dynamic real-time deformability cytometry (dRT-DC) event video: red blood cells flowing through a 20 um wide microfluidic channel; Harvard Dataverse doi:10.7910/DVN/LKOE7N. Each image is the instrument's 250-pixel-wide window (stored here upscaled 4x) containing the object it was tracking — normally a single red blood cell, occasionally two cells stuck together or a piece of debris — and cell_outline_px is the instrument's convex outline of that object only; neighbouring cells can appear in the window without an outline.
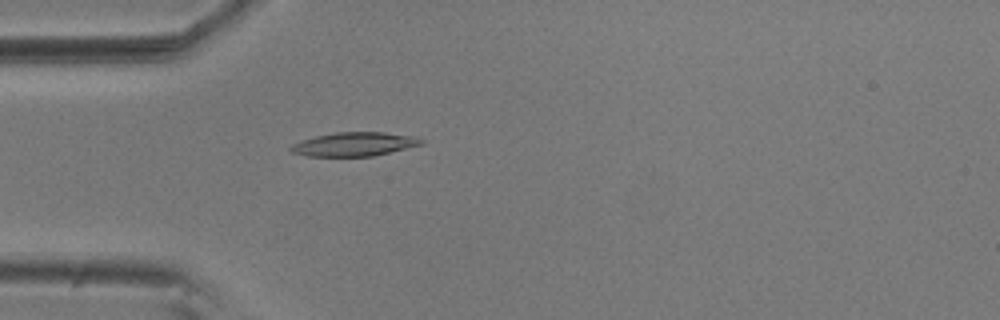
{"species": "common noctule bat (a hibernating species)", "species_latin": "Nyctalus noctula", "temperature_condition": "room temperature", "stored_images_in_passage": 47, "camera_frame_rate_fps": 3000, "um_per_image_px": 0.085, "animal": {"sex": "male", "body_mass_g": 20.5, "forearm_length_mm": 52.5}, "frame": {"image": 1, "passage_image": 8, "time_ms": 2.333, "image_size_px": [1000, 320], "cell_outline_px": [[424, 144], [372, 156], [308, 156], [292, 152], [288, 148], [292, 144], [300, 140], [316, 136], [336, 132], [384, 132], [416, 136], [424, 140]], "centroid_in_image_um": [30.12, 12.25], "position_along_channel_um": 54.9, "area_um2": 18.15}}
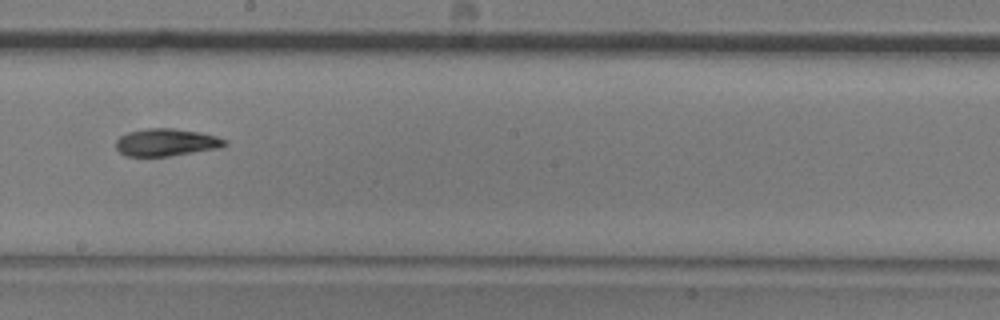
{"frame": {"image": 2, "passage_image": 23, "time_ms": 7.333, "image_size_px": [1000, 320], "cell_outline_px": [[228, 144], [220, 148], [168, 156], [124, 156], [116, 148], [116, 140], [120, 136], [128, 132], [148, 128], [172, 128], [200, 132], [216, 136], [228, 140]], "centroid_in_image_um": [14.14, 12.1], "position_along_channel_um": 234.1, "area_um2": 17.46}}
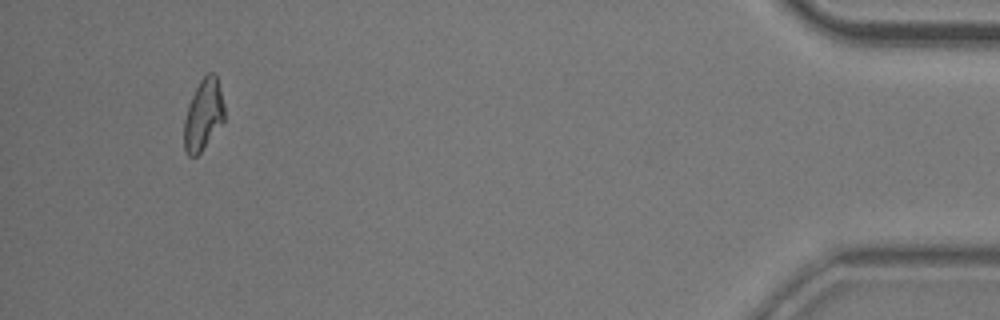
{"frame": {"image": 3, "passage_image": 44, "time_ms": 14.333, "image_size_px": [1000, 320], "cell_outline_px": [[224, 120], [200, 152], [196, 156], [188, 156], [184, 148], [184, 120], [188, 104], [200, 80], [208, 72], [216, 72], [224, 104]], "centroid_in_image_um": [17.28, 9.72], "position_along_channel_um": 417.9, "area_um2": 16.59}, "authors_computed_cell_mechanics": {"area_um2": 17.5134, "velocity_mm_per_s": 3.6663, "shape_relaxation_time_tau1_ms": 4.5781, "shape_relaxation_time_tau2_ms": 4.5104, "deformation_change_tau1": 0.1448, "deformation_change_tau2": 0.0979}}